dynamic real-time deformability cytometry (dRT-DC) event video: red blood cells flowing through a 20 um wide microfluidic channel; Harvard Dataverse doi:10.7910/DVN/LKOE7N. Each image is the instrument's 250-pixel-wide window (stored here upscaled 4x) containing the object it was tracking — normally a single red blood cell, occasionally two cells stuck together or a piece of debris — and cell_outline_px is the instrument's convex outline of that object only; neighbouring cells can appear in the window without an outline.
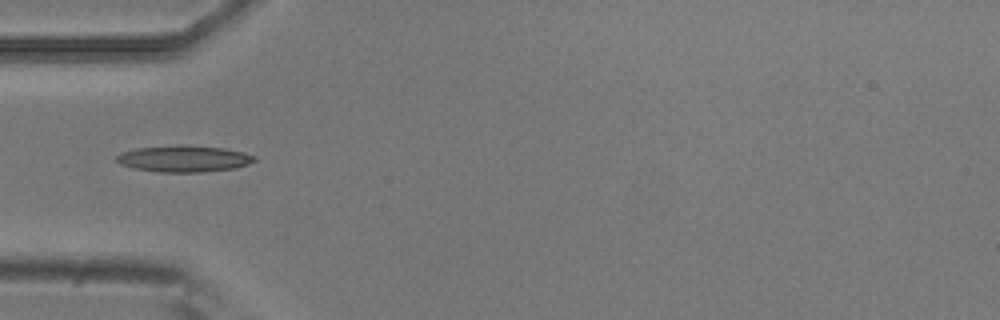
{"species": "common noctule bat (a hibernating species)", "species_latin": "Nyctalus noctula", "temperature_condition": "room temperature", "stored_images_in_passage": 2, "camera_frame_rate_fps": 3000, "um_per_image_px": 0.085, "animal": {"sex": "male", "body_mass_g": 20.5, "forearm_length_mm": 52.5}, "frame": {"image": 1, "passage_image": 1, "time_ms": 0.0, "image_size_px": [1000, 320], "cell_outline_px": [[256, 160], [248, 164], [236, 168], [200, 172], [160, 172], [132, 168], [120, 164], [116, 160], [116, 156], [120, 152], [136, 148], [176, 144], [180, 144], [224, 148], [244, 152], [256, 156]], "centroid_in_image_um": [15.61, 13.48], "position_along_channel_um": 69.4, "area_um2": 21.56}}
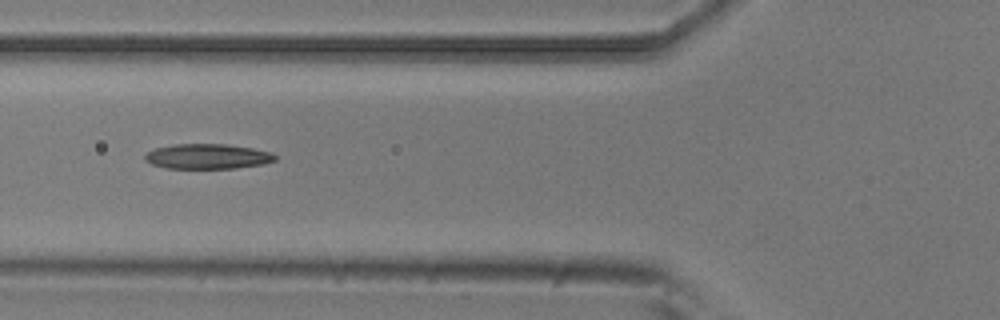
{"frame": {"image": 2, "passage_image": 2, "time_ms": 0.333, "image_size_px": [1000, 320], "cell_outline_px": [[276, 160], [264, 164], [236, 168], [168, 168], [152, 164], [144, 160], [144, 156], [148, 152], [156, 148], [172, 144], [228, 144], [252, 148], [268, 152], [276, 156]], "centroid_in_image_um": [17.63, 13.29], "position_along_channel_um": 108.2, "area_um2": 18.9}}